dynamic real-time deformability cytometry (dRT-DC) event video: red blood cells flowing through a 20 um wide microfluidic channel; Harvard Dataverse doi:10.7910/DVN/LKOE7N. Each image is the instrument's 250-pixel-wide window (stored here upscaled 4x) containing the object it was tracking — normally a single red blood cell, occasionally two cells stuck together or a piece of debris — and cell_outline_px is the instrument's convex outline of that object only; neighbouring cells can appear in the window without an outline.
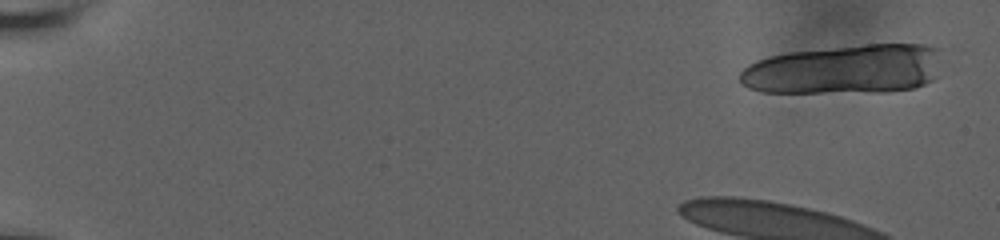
{"species": "human", "species_latin": "Homo sapiens", "temperature_condition": "room temperature", "stored_images_in_passage": 11, "camera_frame_rate_fps": 3000, "um_per_image_px": 0.085, "donor": {"sex": "male"}, "frame": {"image": 1, "passage_image": 1, "time_ms": 0.0, "image_size_px": [1000, 240], "cell_outline_px": [[944, 60], [936, 76], [932, 80], [916, 88], [884, 92], [764, 92], [748, 88], [740, 80], [740, 72], [748, 64], [756, 60], [768, 56], [788, 52], [864, 44], [928, 44], [944, 48]], "centroid_in_image_um": [71.92, 5.87], "position_along_channel_um": 13.1, "area_um2": 59.36}}